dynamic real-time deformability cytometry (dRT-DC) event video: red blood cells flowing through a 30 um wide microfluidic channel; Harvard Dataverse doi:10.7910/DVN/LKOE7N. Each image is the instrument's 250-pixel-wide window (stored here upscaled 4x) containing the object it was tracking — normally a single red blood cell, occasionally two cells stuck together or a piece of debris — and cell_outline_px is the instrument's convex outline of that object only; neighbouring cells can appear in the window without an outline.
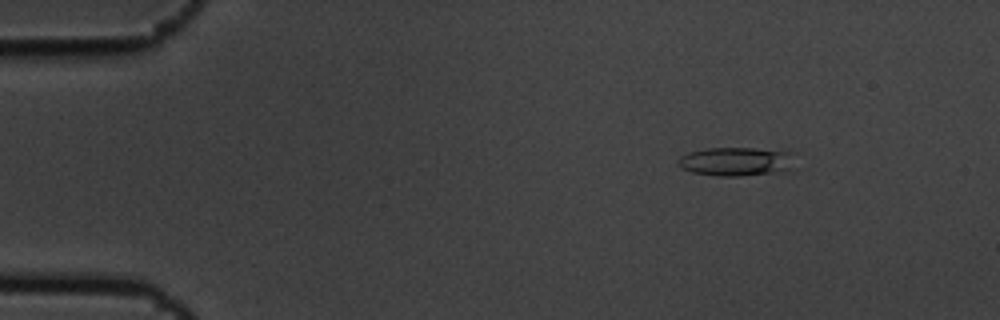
{"species": "common noctule bat (a hibernating species)", "species_latin": "Nyctalus noctula", "temperature_condition": "cold", "stored_images_in_passage": 6, "camera_frame_rate_fps": 3000, "um_per_image_px": 0.085, "animal": {"sex": "male", "body_mass_g": 19.5, "forearm_length_mm": 54.6}, "frame": {"image": 1, "passage_image": 2, "time_ms": 0.333, "image_size_px": [1000, 320], "cell_outline_px": [[796, 168], [740, 176], [716, 176], [692, 172], [680, 168], [676, 164], [680, 156], [688, 152], [708, 148], [752, 148], [792, 152]], "centroid_in_image_um": [62.53, 13.72], "position_along_channel_um": 22.5, "area_um2": 19.59}}
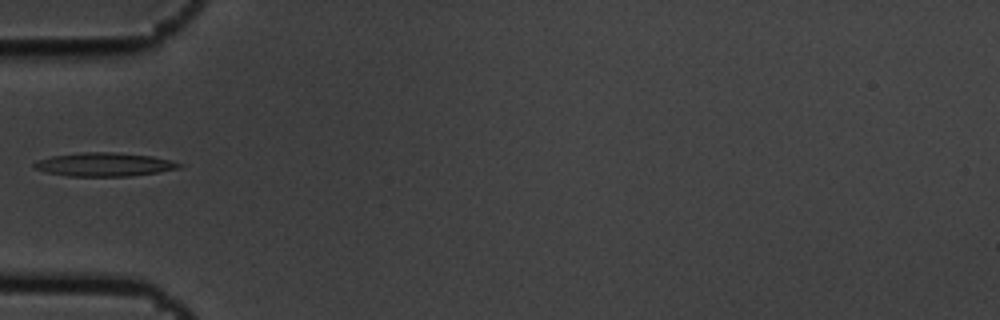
{"frame": {"image": 2, "passage_image": 5, "time_ms": 1.333, "image_size_px": [1000, 320], "cell_outline_px": [[184, 168], [132, 176], [68, 176], [48, 172], [32, 168], [32, 164], [36, 160], [52, 156], [80, 152], [116, 152], [152, 156], [172, 160], [184, 164]], "centroid_in_image_um": [8.91, 13.98], "position_along_channel_um": 76.1, "area_um2": 20.23}}
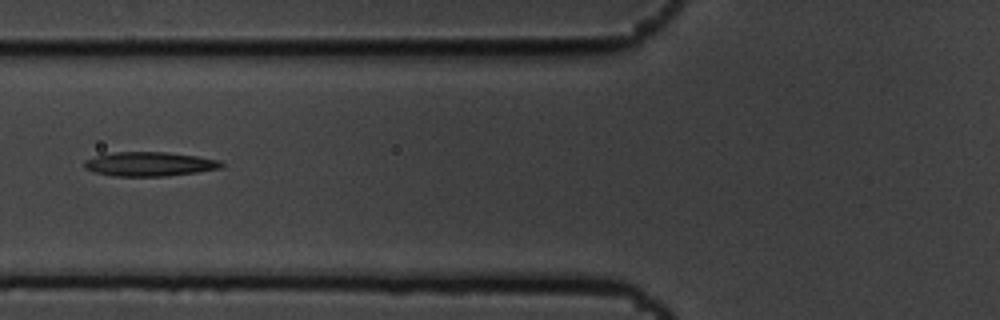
{"frame": {"image": 3, "passage_image": 6, "time_ms": 1.667, "image_size_px": [1000, 320], "cell_outline_px": [[224, 168], [196, 172], [164, 176], [112, 176], [92, 172], [84, 168], [84, 160], [96, 156], [116, 152], [168, 152], [196, 156], [220, 160], [224, 164]], "centroid_in_image_um": [12.71, 13.95], "position_along_channel_um": 113.1, "area_um2": 19.42}}